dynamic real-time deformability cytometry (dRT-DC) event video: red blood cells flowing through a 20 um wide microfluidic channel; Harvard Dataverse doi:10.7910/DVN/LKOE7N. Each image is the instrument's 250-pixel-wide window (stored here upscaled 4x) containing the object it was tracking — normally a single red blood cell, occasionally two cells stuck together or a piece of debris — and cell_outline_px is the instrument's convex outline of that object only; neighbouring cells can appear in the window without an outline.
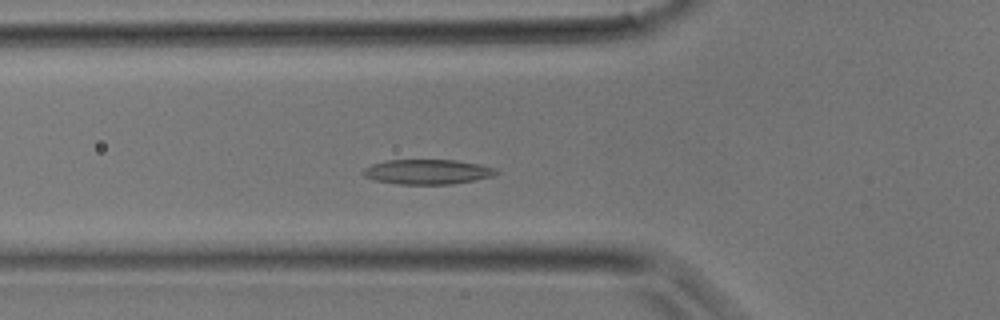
{"species": "common noctule bat (a hibernating species)", "species_latin": "Nyctalus noctula", "temperature_condition": "room temperature", "stored_images_in_passage": 27, "camera_frame_rate_fps": 3000, "um_per_image_px": 0.085, "animal": {"sex": "male", "body_mass_g": 17.9}, "frame": {"image": 1, "passage_image": 4, "time_ms": 1.0, "image_size_px": [1000, 320], "cell_outline_px": [[500, 172], [492, 176], [452, 184], [400, 184], [372, 180], [364, 176], [360, 172], [364, 168], [372, 164], [388, 160], [456, 160], [480, 164], [492, 168]], "centroid_in_image_um": [36.27, 14.6], "position_along_channel_um": 89.5, "area_um2": 19.19}}
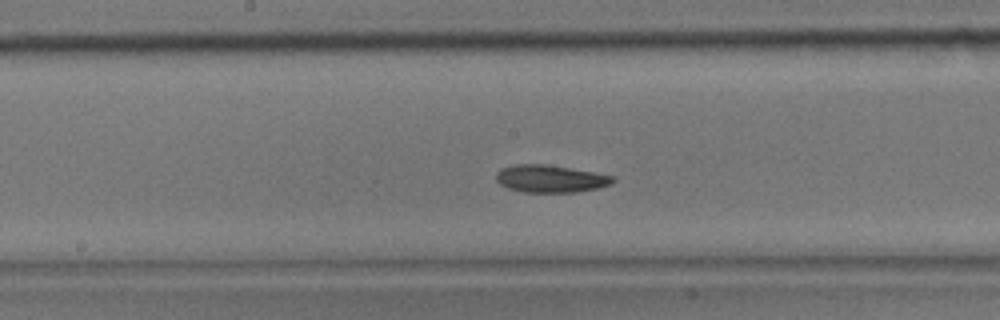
{"frame": {"image": 2, "passage_image": 10, "time_ms": 3.0, "image_size_px": [1000, 320], "cell_outline_px": [[616, 180], [612, 184], [596, 188], [576, 192], [524, 192], [508, 188], [500, 184], [496, 180], [496, 172], [504, 168], [516, 164], [544, 164], [616, 176]], "centroid_in_image_um": [46.8, 15.19], "position_along_channel_um": 201.4, "area_um2": 18.5}}
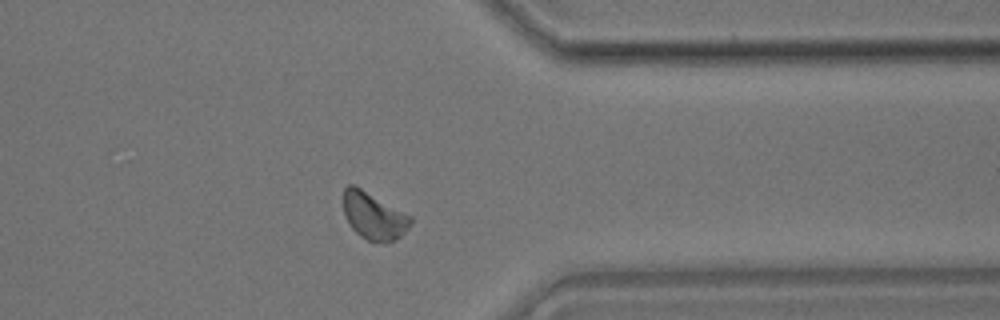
{"frame": {"image": 3, "passage_image": 20, "time_ms": 6.333, "image_size_px": [1000, 320], "cell_outline_px": [[412, 224], [396, 240], [368, 240], [360, 236], [348, 224], [344, 216], [344, 188], [348, 184], [356, 184], [412, 216]], "centroid_in_image_um": [31.75, 18.3], "position_along_channel_um": 379.6, "area_um2": 18.5}}